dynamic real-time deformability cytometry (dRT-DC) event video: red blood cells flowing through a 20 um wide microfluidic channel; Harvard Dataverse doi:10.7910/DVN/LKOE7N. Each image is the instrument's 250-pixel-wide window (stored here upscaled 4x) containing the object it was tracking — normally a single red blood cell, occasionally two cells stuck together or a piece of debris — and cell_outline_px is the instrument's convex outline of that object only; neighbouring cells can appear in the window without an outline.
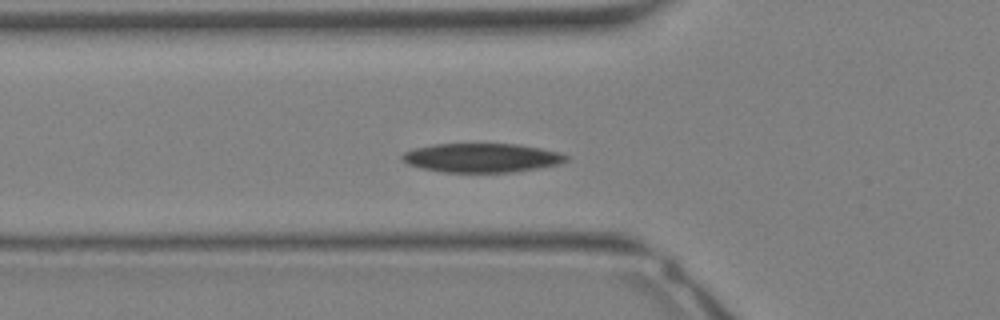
{"species": "Egyptian fruit bat (a non-hibernating species)", "species_latin": "Rousettus aegyptiacus", "temperature_condition": "warm", "stored_images_in_passage": 18, "camera_frame_rate_fps": 3000, "um_per_image_px": 0.085, "animal": {"sex": "female"}, "frame": {"image": 1, "passage_image": 11, "time_ms": 3.333, "image_size_px": [1000, 320], "cell_outline_px": [[568, 160], [560, 164], [540, 168], [512, 172], [444, 172], [420, 168], [408, 164], [400, 160], [400, 156], [404, 152], [412, 148], [432, 144], [516, 144], [540, 148], [560, 152], [568, 156]], "centroid_in_image_um": [40.92, 13.41], "position_along_channel_um": 84.9, "area_um2": 27.98}}
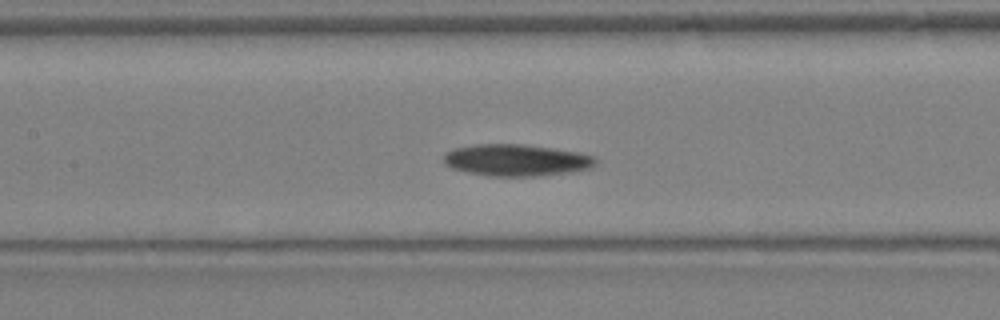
{"frame": {"image": 2, "passage_image": 15, "time_ms": 4.667, "image_size_px": [1000, 320], "cell_outline_px": [[600, 160], [592, 168], [572, 172], [536, 176], [488, 176], [468, 172], [452, 168], [444, 164], [444, 156], [448, 152], [456, 148], [476, 144], [524, 144], [580, 152], [596, 156]], "centroid_in_image_um": [43.97, 13.61], "position_along_channel_um": 163.4, "area_um2": 28.32}}
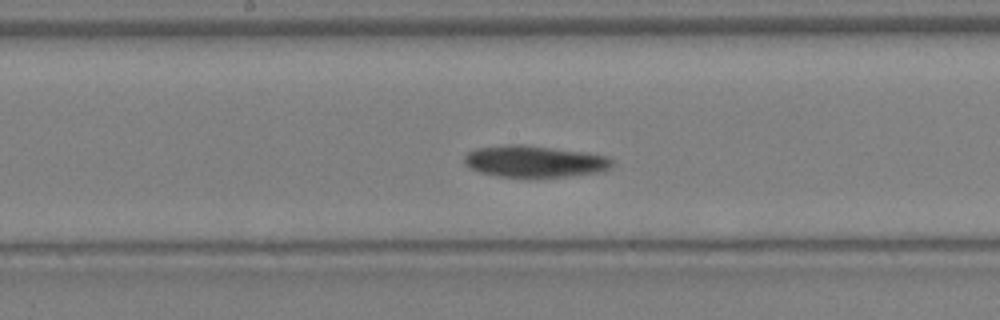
{"frame": {"image": 3, "passage_image": 17, "time_ms": 5.333, "image_size_px": [1000, 320], "cell_outline_px": [[612, 168], [604, 172], [568, 176], [528, 180], [500, 176], [480, 172], [468, 168], [464, 164], [464, 156], [468, 152], [476, 148], [508, 144], [528, 144], [584, 152], [608, 156], [612, 160]], "centroid_in_image_um": [45.44, 13.75], "position_along_channel_um": 202.8, "area_um2": 28.38}}